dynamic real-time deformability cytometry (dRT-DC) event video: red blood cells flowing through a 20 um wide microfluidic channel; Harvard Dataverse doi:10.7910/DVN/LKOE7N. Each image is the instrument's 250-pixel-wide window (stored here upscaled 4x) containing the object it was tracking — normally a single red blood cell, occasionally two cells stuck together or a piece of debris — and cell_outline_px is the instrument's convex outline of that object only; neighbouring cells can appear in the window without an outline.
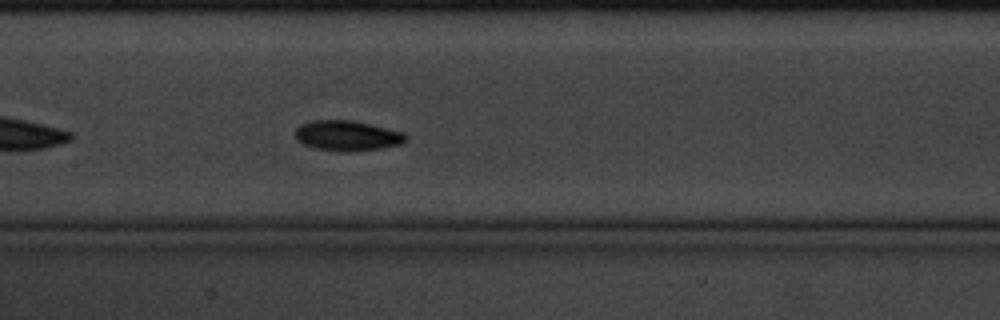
{"species": "common noctule bat (a hibernating species)", "species_latin": "Nyctalus noctula", "temperature_condition": "cold", "stored_images_in_passage": 31, "camera_frame_rate_fps": 3000, "um_per_image_px": 0.085, "animal": {"sex": "male", "body_mass_g": 20.1, "forearm_length_mm": 53.5}, "frame": {"image": 1, "passage_image": 14, "time_ms": 4.333, "image_size_px": [1000, 320], "cell_outline_px": [[408, 136], [400, 144], [380, 148], [352, 152], [340, 152], [316, 148], [304, 144], [296, 140], [292, 132], [300, 124], [308, 120], [352, 120], [372, 124], [404, 132]], "centroid_in_image_um": [29.46, 11.52], "position_along_channel_um": 177.9, "area_um2": 19.83}}
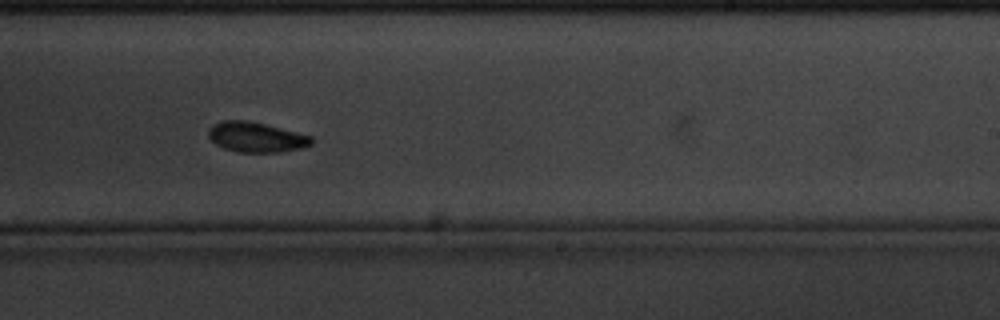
{"frame": {"image": 2, "passage_image": 22, "time_ms": 7.0, "image_size_px": [1000, 320], "cell_outline_px": [[312, 144], [300, 148], [280, 152], [240, 152], [224, 148], [216, 144], [208, 136], [208, 128], [212, 124], [220, 120], [248, 120], [312, 136]], "centroid_in_image_um": [21.73, 11.64], "position_along_channel_um": 267.3, "area_um2": 17.98}}